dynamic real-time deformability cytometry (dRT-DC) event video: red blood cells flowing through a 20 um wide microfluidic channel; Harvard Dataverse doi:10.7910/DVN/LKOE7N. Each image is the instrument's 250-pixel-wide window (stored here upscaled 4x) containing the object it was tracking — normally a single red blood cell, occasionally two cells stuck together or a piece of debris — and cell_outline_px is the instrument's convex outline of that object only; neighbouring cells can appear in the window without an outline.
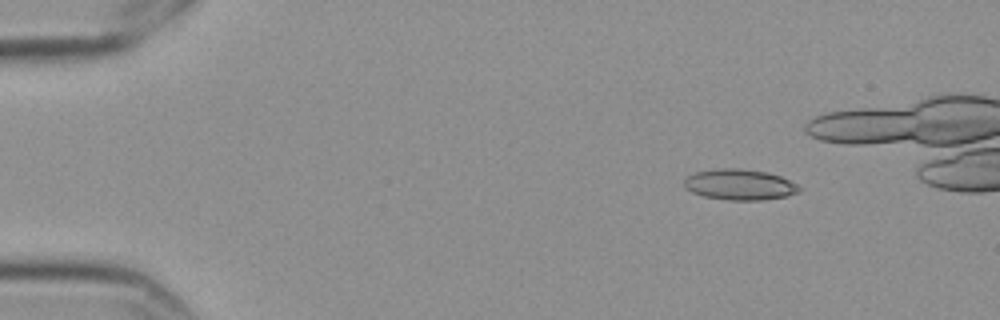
{"species": "Egyptian fruit bat (a non-hibernating species)", "species_latin": "Rousettus aegyptiacus", "temperature_condition": "cold", "stored_images_in_passage": 6, "camera_frame_rate_fps": 3000, "um_per_image_px": 0.085, "frame": {"image": 1, "passage_image": 1, "time_ms": 0.0, "image_size_px": [1000, 320], "cell_outline_px": [[800, 192], [788, 196], [764, 200], [728, 200], [704, 196], [692, 192], [684, 188], [684, 180], [688, 176], [696, 172], [712, 168], [740, 168], [768, 172], [780, 176], [796, 184], [800, 188]], "centroid_in_image_um": [62.86, 15.68], "position_along_channel_um": 22.1, "area_um2": 20.81}}
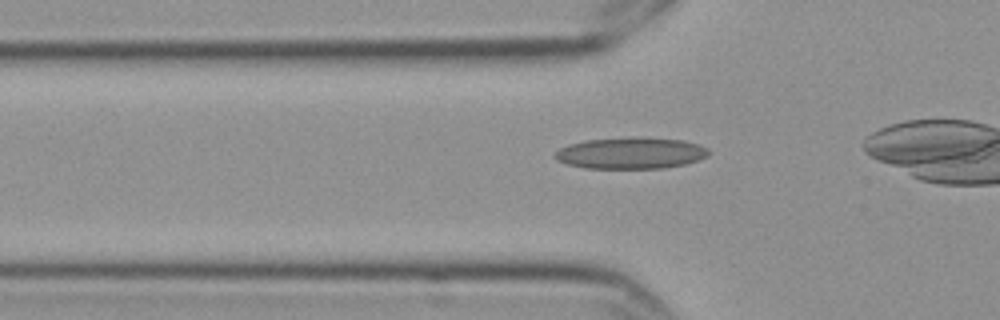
{"frame": {"image": 2, "passage_image": 6, "time_ms": 1.667, "image_size_px": [1000, 320], "cell_outline_px": [[712, 152], [708, 156], [684, 164], [664, 168], [584, 168], [568, 164], [556, 160], [552, 156], [560, 148], [568, 144], [584, 140], [632, 136], [640, 136], [684, 140], [700, 144], [708, 148]], "centroid_in_image_um": [53.63, 12.99], "position_along_channel_um": 72.2, "area_um2": 28.67}}